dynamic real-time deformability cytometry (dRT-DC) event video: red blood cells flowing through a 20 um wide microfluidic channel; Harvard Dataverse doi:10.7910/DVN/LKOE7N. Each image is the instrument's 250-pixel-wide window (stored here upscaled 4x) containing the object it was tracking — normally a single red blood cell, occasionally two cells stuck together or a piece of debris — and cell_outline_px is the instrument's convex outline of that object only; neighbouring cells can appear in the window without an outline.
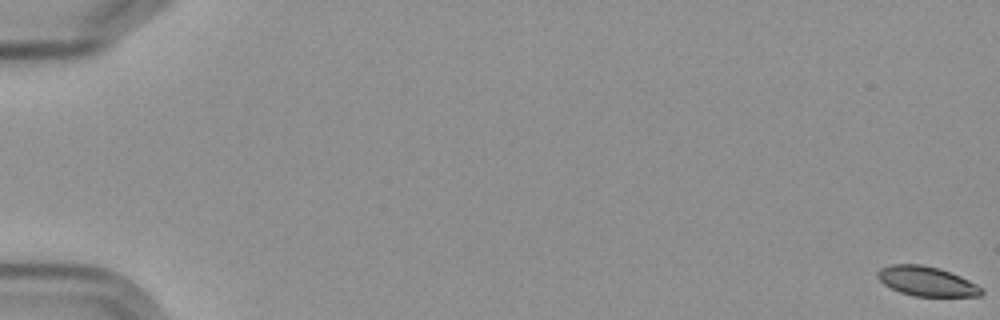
{"species": "Egyptian fruit bat (a non-hibernating species)", "species_latin": "Rousettus aegyptiacus", "temperature_condition": "cold", "stored_images_in_passage": 13, "camera_frame_rate_fps": 3000, "um_per_image_px": 0.085, "frame": {"image": 1, "passage_image": 1, "time_ms": 0.0, "image_size_px": [1000, 320], "cell_outline_px": [[984, 292], [980, 296], [916, 296], [900, 292], [884, 284], [876, 276], [876, 272], [880, 268], [892, 264], [920, 264], [940, 268], [960, 276], [984, 288]], "centroid_in_image_um": [78.77, 23.9], "position_along_channel_um": 6.2, "area_um2": 17.92}}
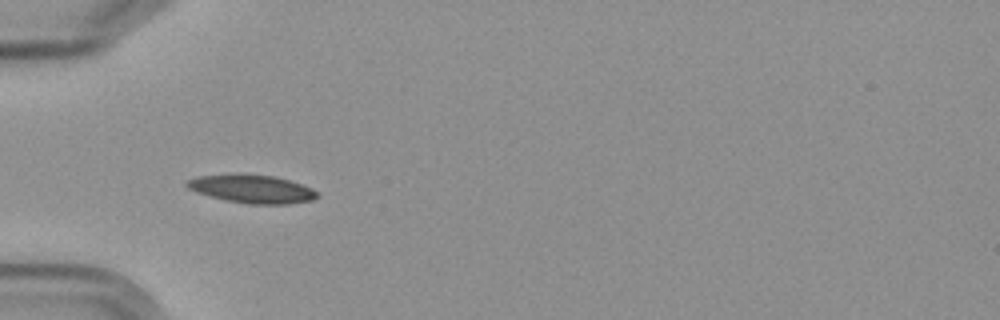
{"frame": {"image": 2, "passage_image": 6, "time_ms": 6.667, "image_size_px": [1000, 320], "cell_outline_px": [[320, 196], [312, 200], [288, 204], [248, 204], [228, 200], [196, 192], [188, 188], [184, 184], [188, 180], [196, 176], [240, 172], [272, 176], [288, 180], [312, 188]], "centroid_in_image_um": [21.39, 16.03], "position_along_channel_um": 63.6, "area_um2": 21.62}}